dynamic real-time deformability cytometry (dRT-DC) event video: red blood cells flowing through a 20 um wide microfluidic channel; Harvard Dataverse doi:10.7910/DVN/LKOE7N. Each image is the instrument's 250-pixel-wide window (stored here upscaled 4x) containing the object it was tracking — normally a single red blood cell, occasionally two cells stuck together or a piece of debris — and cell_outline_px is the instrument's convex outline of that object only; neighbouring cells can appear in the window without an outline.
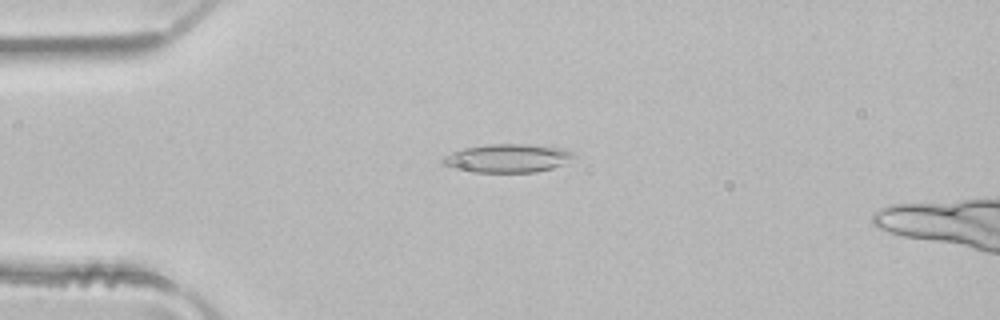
{"species": "common noctule bat (a hibernating species)", "species_latin": "Nyctalus noctula", "temperature_condition": "room temperature", "stored_images_in_passage": 4, "camera_frame_rate_fps": 3000, "um_per_image_px": 0.085, "animal": {"sex": "male", "body_mass_g": 21.5, "forearm_length_mm": 52.0}, "frame": {"image": 1, "passage_image": 3, "time_ms": 0.667, "image_size_px": [1000, 320], "cell_outline_px": [[576, 156], [552, 168], [536, 172], [472, 172], [452, 168], [444, 164], [440, 160], [444, 156], [452, 152], [464, 148], [488, 144], [528, 144], [560, 148], [572, 152]], "centroid_in_image_um": [43.08, 13.45], "position_along_channel_um": 41.9, "area_um2": 21.5}}